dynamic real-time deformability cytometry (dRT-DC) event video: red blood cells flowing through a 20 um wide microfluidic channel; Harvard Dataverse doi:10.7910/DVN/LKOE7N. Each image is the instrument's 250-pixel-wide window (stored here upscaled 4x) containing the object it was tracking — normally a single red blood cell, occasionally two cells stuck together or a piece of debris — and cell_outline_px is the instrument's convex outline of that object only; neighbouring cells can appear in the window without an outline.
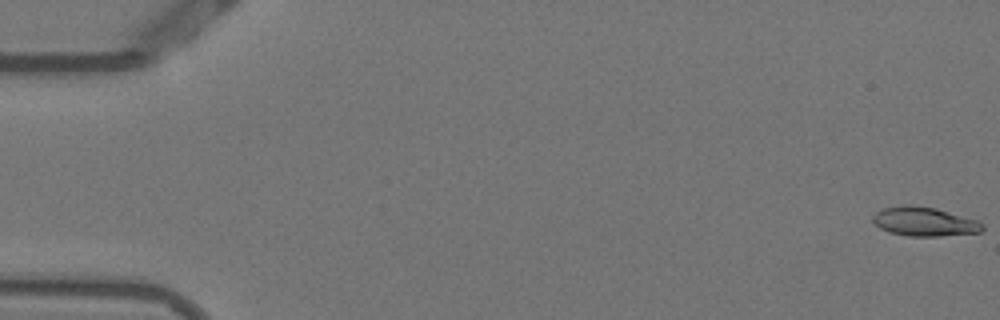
{"species": "Egyptian fruit bat (a non-hibernating species)", "species_latin": "Rousettus aegyptiacus", "temperature_condition": "warm", "stored_images_in_passage": 54, "camera_frame_rate_fps": 3000, "um_per_image_px": 0.085, "animal": {"sex": "female"}, "frame": {"image": 1, "passage_image": 1, "time_ms": 0.0, "image_size_px": [1000, 320], "cell_outline_px": [[984, 228], [980, 232], [940, 236], [908, 236], [888, 232], [880, 228], [872, 220], [872, 216], [876, 212], [884, 208], [908, 204], [912, 204], [936, 208], [980, 220], [984, 224]], "centroid_in_image_um": [78.6, 18.83], "position_along_channel_um": 6.4, "area_um2": 18.79}}
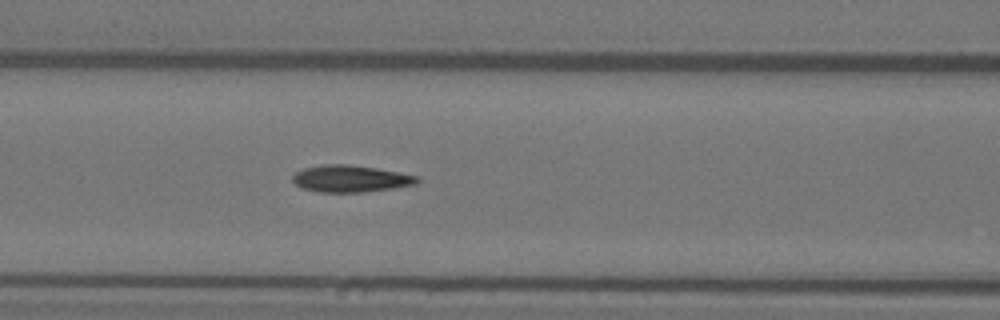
{"frame": {"image": 2, "passage_image": 23, "time_ms": 7.333, "image_size_px": [1000, 320], "cell_outline_px": [[420, 180], [416, 184], [392, 188], [364, 192], [320, 192], [300, 188], [292, 180], [292, 176], [296, 172], [304, 168], [328, 164], [348, 164], [376, 168], [420, 176]], "centroid_in_image_um": [29.8, 15.19], "position_along_channel_um": 136.8, "area_um2": 19.48}}
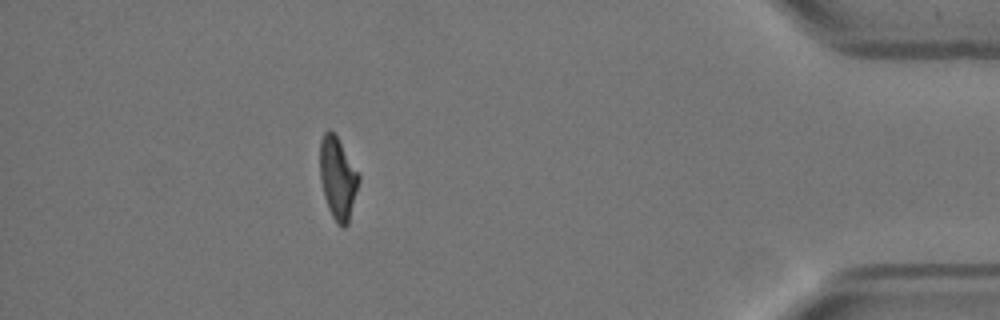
{"frame": {"image": 3, "passage_image": 48, "time_ms": 15.667, "image_size_px": [1000, 320], "cell_outline_px": [[360, 180], [348, 224], [344, 228], [340, 228], [336, 224], [328, 208], [324, 196], [320, 180], [320, 140], [324, 132], [328, 128], [336, 136], [360, 176]], "centroid_in_image_um": [28.7, 15.19], "position_along_channel_um": 406.5, "area_um2": 18.55}, "authors_computed_cell_mechanics": {"area_um2": 18.785, "velocity_mm_per_s": 3.8367, "shape_relaxation_time_tau1_ms": 5.9845, "shape_relaxation_time_tau2_ms": 1.6022, "deformation_change_tau1": 0.231, "deformation_change_tau2": 0.0635}}